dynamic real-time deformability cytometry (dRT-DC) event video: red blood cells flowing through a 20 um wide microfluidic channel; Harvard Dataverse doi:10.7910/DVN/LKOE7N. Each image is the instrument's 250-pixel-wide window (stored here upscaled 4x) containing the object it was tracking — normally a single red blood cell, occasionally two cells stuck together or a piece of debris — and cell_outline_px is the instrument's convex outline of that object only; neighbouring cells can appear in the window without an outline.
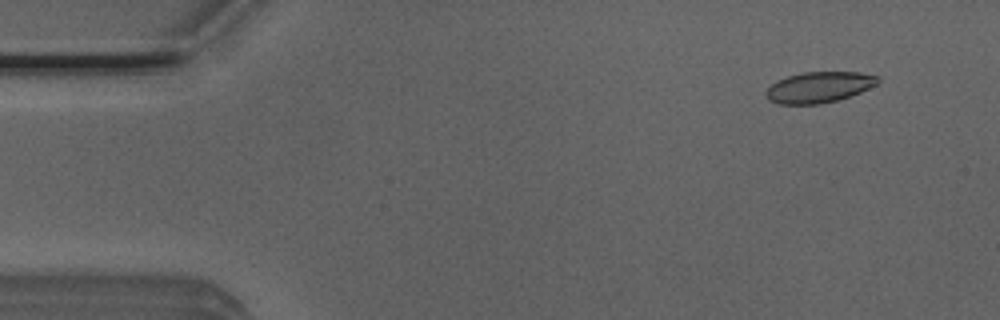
{"species": "Egyptian fruit bat (a non-hibernating species)", "species_latin": "Rousettus aegyptiacus", "temperature_condition": "room temperature", "stored_images_in_passage": 52, "camera_frame_rate_fps": 3000, "um_per_image_px": 0.085, "animal": {"sex": "male"}, "frame": {"image": 1, "passage_image": 5, "time_ms": 1.333, "image_size_px": [1000, 320], "cell_outline_px": [[880, 80], [876, 84], [860, 92], [836, 100], [820, 104], [780, 104], [768, 100], [764, 92], [776, 80], [788, 76], [804, 72], [860, 72], [876, 76]], "centroid_in_image_um": [69.57, 7.41], "position_along_channel_um": 15.4, "area_um2": 19.94}}
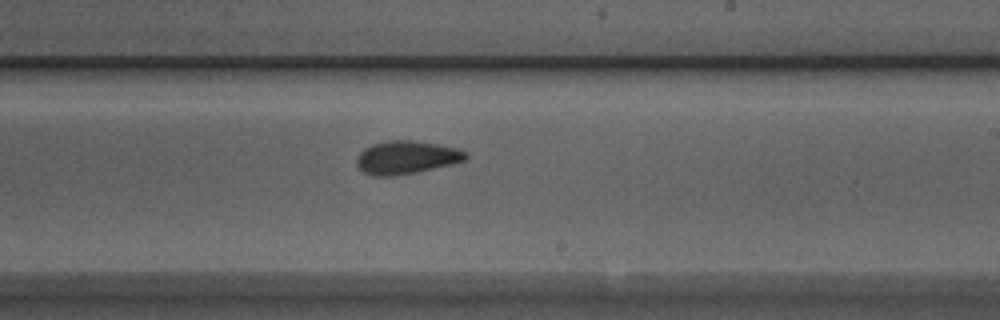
{"frame": {"image": 2, "passage_image": 31, "time_ms": 10.0, "image_size_px": [1000, 320], "cell_outline_px": [[468, 156], [464, 160], [452, 164], [416, 172], [392, 176], [372, 176], [364, 172], [356, 164], [356, 160], [360, 152], [364, 148], [372, 144], [388, 140], [412, 140], [460, 148], [468, 152]], "centroid_in_image_um": [34.55, 13.37], "position_along_channel_um": 254.5, "area_um2": 21.1}}
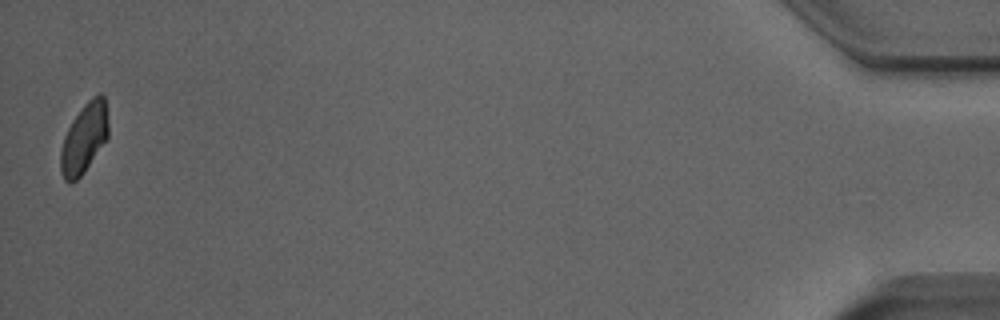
{"frame": {"image": 3, "passage_image": 52, "time_ms": 17.0, "image_size_px": [1000, 320], "cell_outline_px": [[108, 136], [84, 172], [76, 180], [64, 180], [60, 172], [60, 148], [64, 136], [72, 120], [84, 104], [92, 96], [100, 92], [104, 96], [108, 120]], "centroid_in_image_um": [7.14, 11.72], "position_along_channel_um": 428.1, "area_um2": 19.31}, "authors_computed_cell_mechanics": {"area_um2": 20.4901, "velocity_mm_per_s": 3.9144, "shape_relaxation_time_tau1_ms": 4.8296, "shape_relaxation_time_tau2_ms": 2.7364, "deformation_change_tau1": 0.1254, "deformation_change_tau2": 0.0568}}